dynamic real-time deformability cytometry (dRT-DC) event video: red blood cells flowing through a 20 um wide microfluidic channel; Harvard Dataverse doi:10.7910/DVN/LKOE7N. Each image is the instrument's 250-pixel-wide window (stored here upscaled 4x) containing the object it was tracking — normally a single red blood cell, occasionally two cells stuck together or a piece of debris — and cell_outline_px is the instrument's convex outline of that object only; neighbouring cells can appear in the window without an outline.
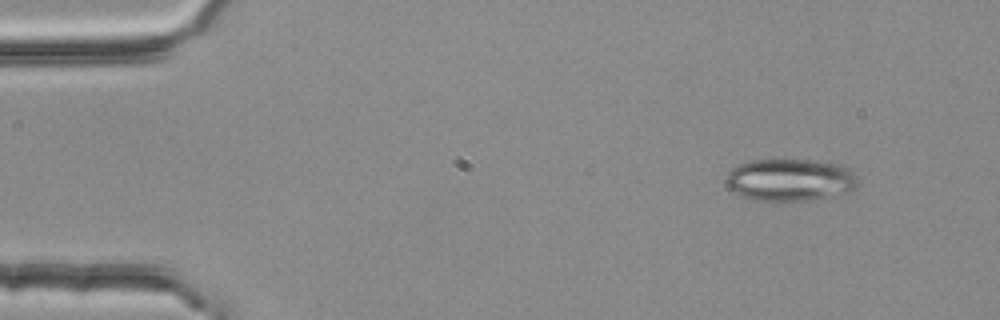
{"species": "common noctule bat (a hibernating species)", "species_latin": "Nyctalus noctula", "temperature_condition": "room temperature", "stored_images_in_passage": 3, "camera_frame_rate_fps": 3000, "um_per_image_px": 0.085, "animal": {"sex": "female", "body_mass_g": 25.1}, "frame": {"image": 1, "passage_image": 1, "time_ms": 0.0, "image_size_px": [1000, 320], "cell_outline_px": [[856, 188], [848, 192], [808, 200], [756, 200], [740, 196], [732, 192], [728, 188], [724, 180], [728, 172], [732, 168], [740, 164], [752, 160], [816, 160], [844, 164], [852, 172], [856, 180]], "centroid_in_image_um": [67.12, 15.28], "position_along_channel_um": 17.9, "area_um2": 32.48}}